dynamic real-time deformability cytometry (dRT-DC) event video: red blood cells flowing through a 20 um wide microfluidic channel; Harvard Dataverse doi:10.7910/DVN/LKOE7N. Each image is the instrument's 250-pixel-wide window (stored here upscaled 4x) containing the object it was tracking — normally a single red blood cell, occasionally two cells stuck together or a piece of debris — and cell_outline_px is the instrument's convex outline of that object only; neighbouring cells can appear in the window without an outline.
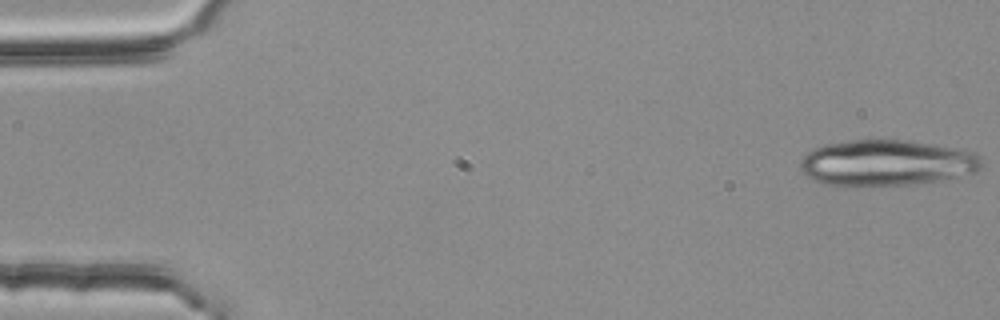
{"species": "common noctule bat (a hibernating species)", "species_latin": "Nyctalus noctula", "temperature_condition": "room temperature", "stored_images_in_passage": 4, "camera_frame_rate_fps": 3000, "um_per_image_px": 0.085, "animal": {"sex": "female", "body_mass_g": 25.1}, "frame": {"image": 1, "passage_image": 1, "time_ms": 0.0, "image_size_px": [1000, 320], "cell_outline_px": [[984, 164], [976, 172], [940, 180], [908, 184], [824, 184], [812, 180], [800, 168], [800, 160], [812, 148], [824, 144], [852, 140], [904, 140], [956, 148], [972, 152], [980, 156]], "centroid_in_image_um": [75.36, 13.82], "position_along_channel_um": 9.6, "area_um2": 47.8}}